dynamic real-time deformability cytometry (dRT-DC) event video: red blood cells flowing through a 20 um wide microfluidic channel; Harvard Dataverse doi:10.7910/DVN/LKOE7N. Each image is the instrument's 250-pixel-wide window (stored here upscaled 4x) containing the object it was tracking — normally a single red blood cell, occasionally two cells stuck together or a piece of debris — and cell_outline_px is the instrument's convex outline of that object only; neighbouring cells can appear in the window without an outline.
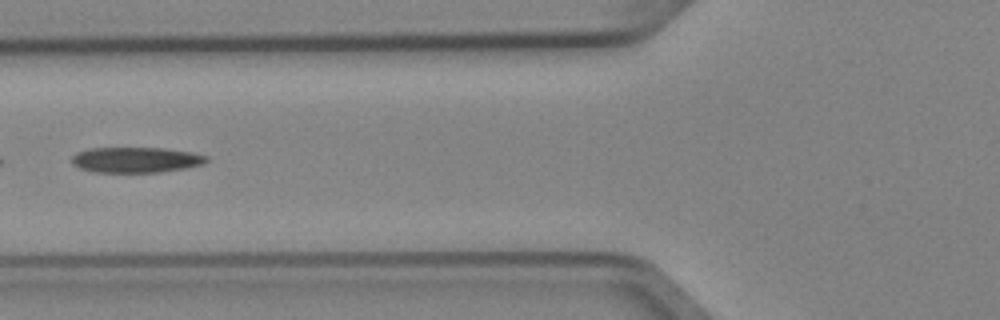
{"species": "Egyptian fruit bat (a non-hibernating species)", "species_latin": "Rousettus aegyptiacus", "temperature_condition": "cold", "stored_images_in_passage": 6, "camera_frame_rate_fps": 3000, "um_per_image_px": 0.085, "animal": {"sex": "female"}, "frame": {"image": 1, "passage_image": 5, "time_ms": 1.333, "image_size_px": [1000, 320], "cell_outline_px": [[208, 160], [204, 164], [184, 168], [156, 172], [96, 172], [80, 168], [72, 164], [72, 156], [76, 152], [88, 148], [164, 148], [192, 152], [208, 156]], "centroid_in_image_um": [11.54, 13.58], "position_along_channel_um": 114.3, "area_um2": 20.0}}
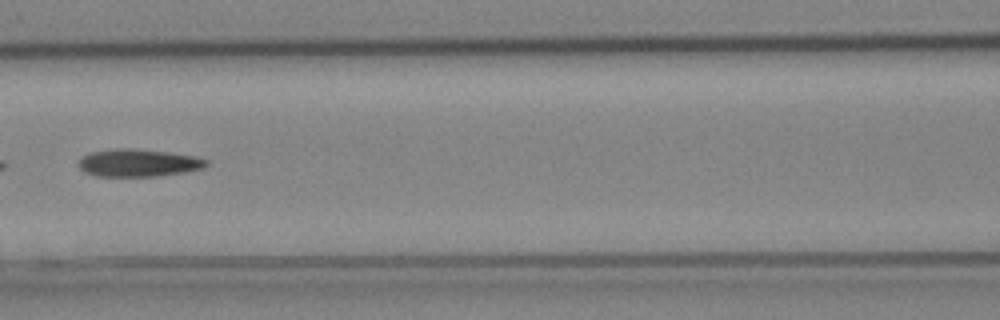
{"frame": {"image": 2, "passage_image": 6, "time_ms": 1.667, "image_size_px": [1000, 320], "cell_outline_px": [[208, 164], [204, 168], [188, 172], [156, 176], [96, 176], [84, 172], [76, 164], [80, 156], [92, 152], [116, 148], [128, 148], [168, 152], [192, 156], [208, 160]], "centroid_in_image_um": [11.72, 13.85], "position_along_channel_um": 154.9, "area_um2": 20.63}}